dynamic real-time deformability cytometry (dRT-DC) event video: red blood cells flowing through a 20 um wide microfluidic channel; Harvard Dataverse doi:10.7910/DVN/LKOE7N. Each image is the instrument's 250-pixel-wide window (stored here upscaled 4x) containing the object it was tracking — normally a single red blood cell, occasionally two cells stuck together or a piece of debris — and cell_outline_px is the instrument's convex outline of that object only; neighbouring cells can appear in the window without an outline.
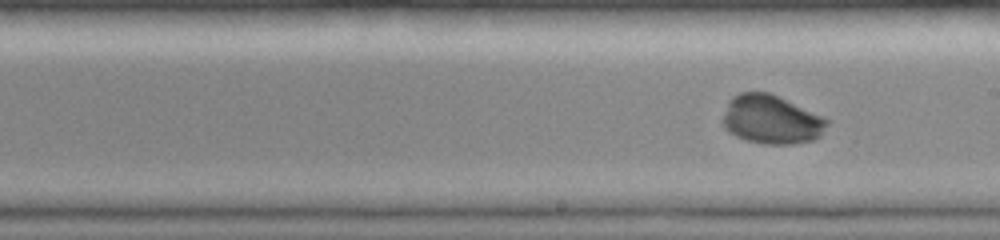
{"species": "common noctule bat (a hibernating species)", "species_latin": "Nyctalus noctula", "temperature_condition": "room temperature", "stored_images_in_passage": 28, "camera_frame_rate_fps": 3000, "um_per_image_px": 0.085, "animal": {"sex": "female", "body_mass_g": 19.0, "forearm_length_mm": 51.5}, "frame": {"image": 1, "passage_image": 28, "time_ms": 9.0, "image_size_px": [1000, 240], "cell_outline_px": [[828, 124], [820, 136], [812, 140], [792, 144], [764, 144], [748, 140], [736, 136], [728, 132], [724, 128], [724, 116], [728, 100], [732, 96], [740, 92], [768, 92], [820, 116], [828, 120]], "centroid_in_image_um": [65.52, 10.17], "position_along_channel_um": 223.5, "area_um2": 29.13}}